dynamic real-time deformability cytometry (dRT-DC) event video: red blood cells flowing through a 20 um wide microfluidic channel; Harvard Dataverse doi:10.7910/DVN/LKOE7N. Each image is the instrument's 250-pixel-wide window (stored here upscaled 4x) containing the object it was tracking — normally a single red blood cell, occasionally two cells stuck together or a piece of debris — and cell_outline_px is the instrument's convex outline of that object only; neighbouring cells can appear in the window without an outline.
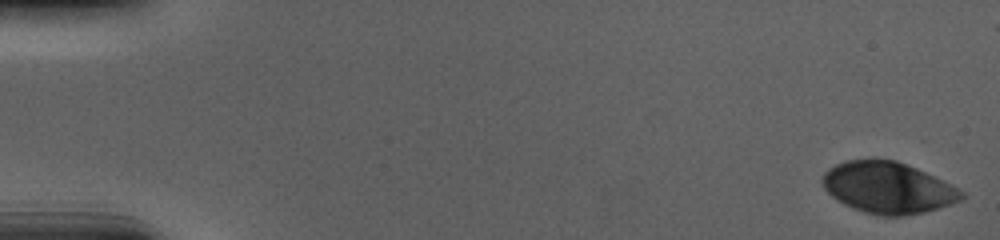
{"species": "human", "species_latin": "Homo sapiens", "temperature_condition": "cold", "stored_images_in_passage": 56, "camera_frame_rate_fps": 3000, "um_per_image_px": 0.085, "donor": {"sex": "male"}, "frame": {"image": 1, "passage_image": 1, "time_ms": 0.0, "image_size_px": [1000, 240], "cell_outline_px": [[964, 196], [960, 200], [924, 212], [904, 216], [880, 216], [864, 212], [852, 208], [836, 200], [824, 188], [820, 180], [824, 172], [828, 168], [836, 164], [848, 160], [872, 156], [896, 160], [916, 168], [964, 192]], "centroid_in_image_um": [75.38, 15.92], "position_along_channel_um": 9.6, "area_um2": 41.79}}
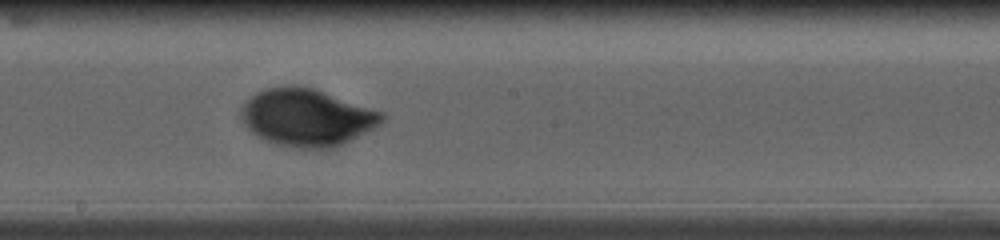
{"frame": {"image": 2, "passage_image": 32, "time_ms": 10.333, "image_size_px": [1000, 240], "cell_outline_px": [[388, 116], [380, 124], [352, 140], [344, 144], [332, 148], [288, 148], [272, 144], [256, 136], [244, 124], [240, 116], [240, 108], [256, 92], [268, 88], [288, 84], [312, 88], [384, 112]], "centroid_in_image_um": [26.07, 10.0], "position_along_channel_um": 222.1, "area_um2": 47.34}}
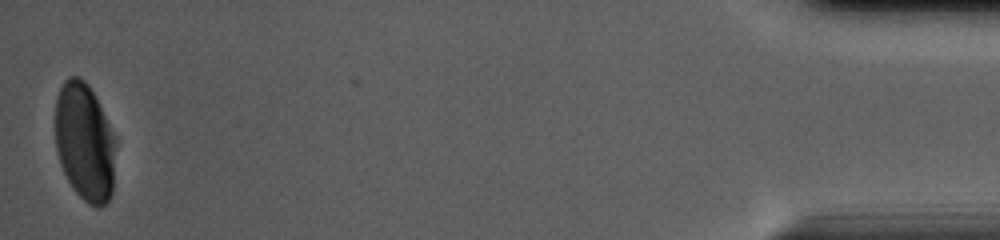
{"frame": {"image": 3, "passage_image": 56, "time_ms": 18.333, "image_size_px": [1000, 240], "cell_outline_px": [[116, 140], [112, 192], [108, 200], [100, 208], [96, 208], [88, 204], [72, 188], [60, 164], [56, 148], [56, 96], [64, 80], [68, 76], [76, 76], [84, 80], [88, 84]], "centroid_in_image_um": [7.19, 12.1], "position_along_channel_um": 428.0, "area_um2": 41.33}, "authors_computed_cell_mechanics": {"area_um2": 44.3326, "velocity_mm_per_s": 3.6597, "shape_relaxation_time_tau1_ms": 4.2043, "shape_relaxation_time_tau2_ms": null, "deformation_change_tau1": 0.1607, "deformation_change_tau2": null}}